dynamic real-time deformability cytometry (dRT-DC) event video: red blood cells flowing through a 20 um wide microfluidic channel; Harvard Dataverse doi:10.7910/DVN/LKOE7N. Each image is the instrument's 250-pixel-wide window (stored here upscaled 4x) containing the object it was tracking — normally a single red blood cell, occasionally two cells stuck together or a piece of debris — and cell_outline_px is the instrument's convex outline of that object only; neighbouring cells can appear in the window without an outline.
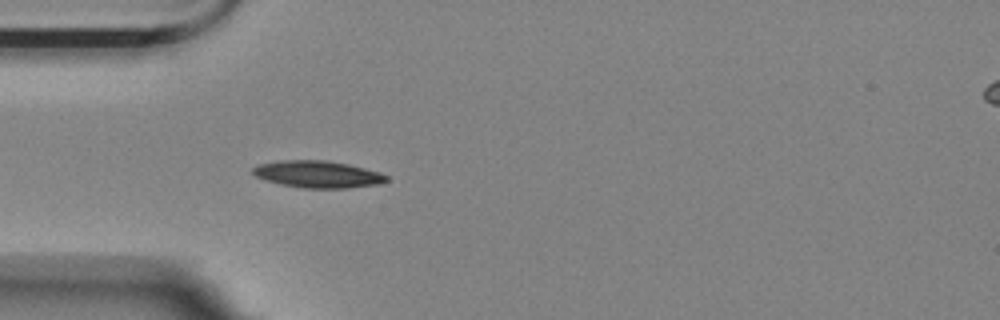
{"species": "Egyptian fruit bat (a non-hibernating species)", "species_latin": "Rousettus aegyptiacus", "temperature_condition": "room temperature", "stored_images_in_passage": 2, "segment_of_instrument_passage": [1, 2], "camera_frame_rate_fps": 3000, "um_per_image_px": 0.085, "animal": {"sex": "female"}, "frame": {"image": 1, "passage_image": 1, "time_ms": 0.0, "image_size_px": [1000, 320], "cell_outline_px": [[388, 180], [380, 184], [348, 188], [304, 188], [280, 184], [256, 176], [252, 172], [252, 168], [260, 164], [284, 160], [328, 160], [348, 164], [380, 172], [388, 176]], "centroid_in_image_um": [27.05, 14.81], "position_along_channel_um": 57.9, "area_um2": 20.92}}